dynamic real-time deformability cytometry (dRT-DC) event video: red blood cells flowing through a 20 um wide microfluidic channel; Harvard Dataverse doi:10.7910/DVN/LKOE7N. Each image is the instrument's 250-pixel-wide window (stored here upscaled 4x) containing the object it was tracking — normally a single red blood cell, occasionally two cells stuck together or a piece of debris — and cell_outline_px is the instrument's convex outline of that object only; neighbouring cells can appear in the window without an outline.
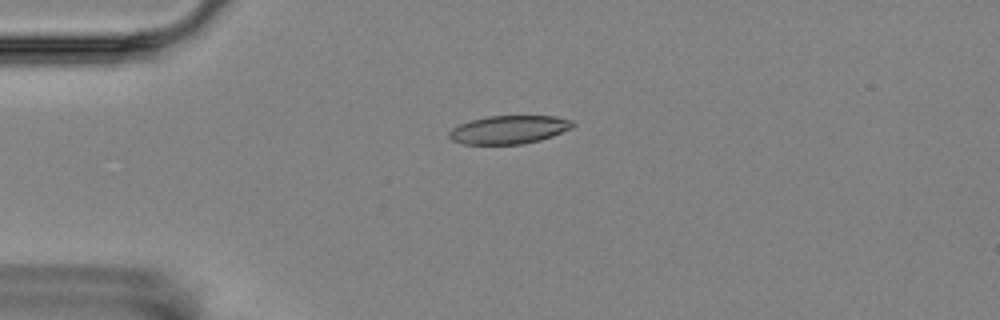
{"species": "Egyptian fruit bat (a non-hibernating species)", "species_latin": "Rousettus aegyptiacus", "temperature_condition": "room temperature", "stored_images_in_passage": 6, "camera_frame_rate_fps": 3000, "um_per_image_px": 0.085, "animal": {"sex": "female"}, "frame": {"image": 1, "passage_image": 6, "time_ms": 6.0, "image_size_px": [1000, 320], "cell_outline_px": [[576, 124], [572, 128], [552, 136], [540, 140], [524, 144], [464, 144], [452, 140], [448, 136], [448, 132], [452, 128], [460, 124], [472, 120], [488, 116], [556, 116], [572, 120]], "centroid_in_image_um": [43.28, 11.02], "position_along_channel_um": 41.7, "area_um2": 20.4}}